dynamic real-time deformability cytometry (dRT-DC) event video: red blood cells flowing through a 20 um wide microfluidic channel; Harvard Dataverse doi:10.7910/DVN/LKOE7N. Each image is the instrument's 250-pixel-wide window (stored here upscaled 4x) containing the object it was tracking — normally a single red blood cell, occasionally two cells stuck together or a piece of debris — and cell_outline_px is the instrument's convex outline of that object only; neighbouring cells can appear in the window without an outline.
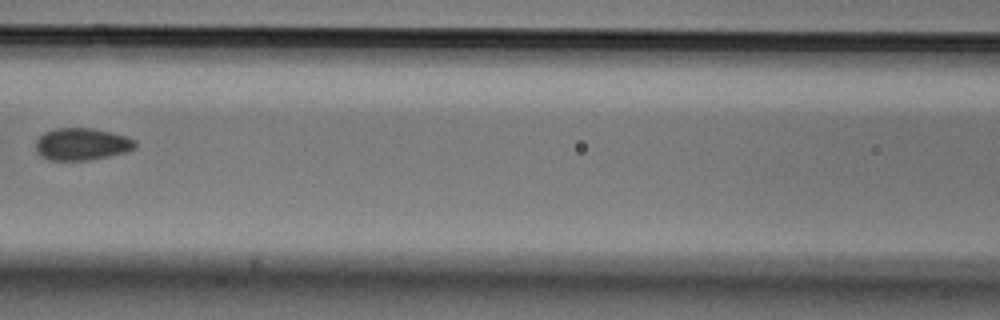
{"species": "Egyptian fruit bat (a non-hibernating species)", "species_latin": "Rousettus aegyptiacus", "temperature_condition": "cold", "stored_images_in_passage": 6, "camera_frame_rate_fps": 3000, "um_per_image_px": 0.085, "animal": {"sex": "male"}, "frame": {"image": 1, "passage_image": 6, "time_ms": 1.667, "image_size_px": [1000, 320], "cell_outline_px": [[136, 148], [128, 152], [88, 160], [48, 160], [40, 156], [36, 152], [36, 140], [44, 132], [56, 128], [92, 128], [124, 136], [136, 140]], "centroid_in_image_um": [6.94, 12.26], "position_along_channel_um": 159.7, "area_um2": 18.67}}